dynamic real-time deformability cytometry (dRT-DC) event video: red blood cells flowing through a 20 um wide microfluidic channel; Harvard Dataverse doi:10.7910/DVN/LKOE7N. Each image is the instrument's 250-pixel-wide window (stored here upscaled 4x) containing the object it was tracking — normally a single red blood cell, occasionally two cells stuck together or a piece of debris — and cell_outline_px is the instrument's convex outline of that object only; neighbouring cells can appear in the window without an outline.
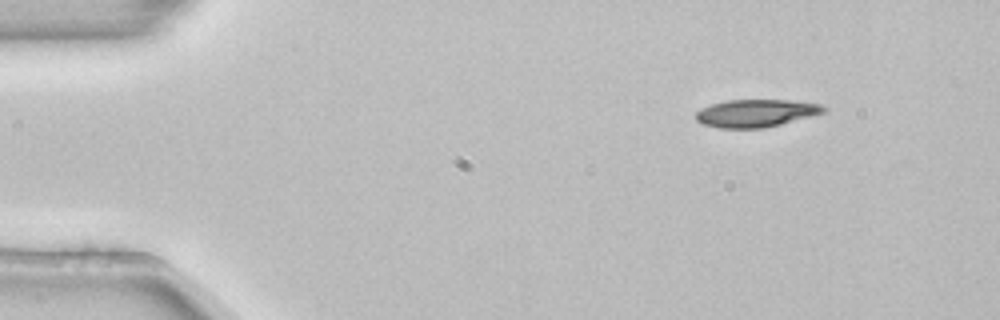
{"species": "common noctule bat (a hibernating species)", "species_latin": "Nyctalus noctula", "temperature_condition": "room temperature", "stored_images_in_passage": 5, "camera_frame_rate_fps": 3000, "um_per_image_px": 0.085, "animal": {"sex": "female", "body_mass_g": 22.7, "forearm_length_mm": 54.2}, "frame": {"image": 1, "passage_image": 1, "time_ms": 0.0, "image_size_px": [1000, 320], "cell_outline_px": [[828, 108], [824, 112], [780, 124], [764, 128], [720, 128], [700, 124], [696, 120], [696, 112], [712, 104], [728, 100], [788, 100], [820, 104]], "centroid_in_image_um": [64.23, 9.62], "position_along_channel_um": 20.8, "area_um2": 20.35}}
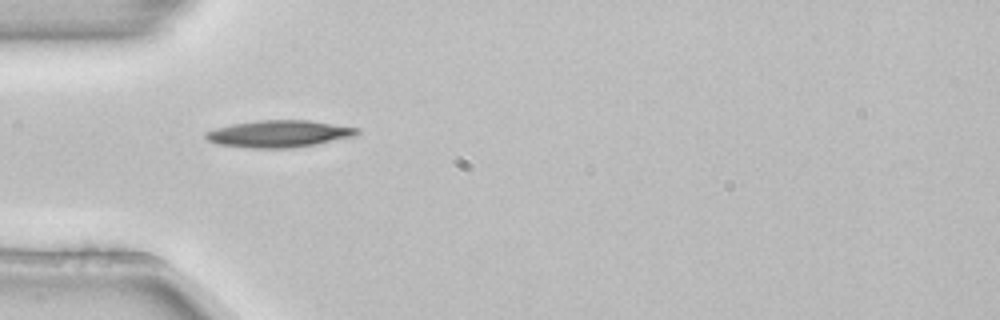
{"frame": {"image": 2, "passage_image": 4, "time_ms": 1.0, "image_size_px": [1000, 320], "cell_outline_px": [[360, 132], [352, 136], [316, 144], [292, 148], [244, 148], [216, 144], [208, 140], [204, 136], [204, 132], [216, 128], [232, 124], [256, 120], [308, 120], [360, 128]], "centroid_in_image_um": [23.66, 11.37], "position_along_channel_um": 61.3, "area_um2": 23.87}}